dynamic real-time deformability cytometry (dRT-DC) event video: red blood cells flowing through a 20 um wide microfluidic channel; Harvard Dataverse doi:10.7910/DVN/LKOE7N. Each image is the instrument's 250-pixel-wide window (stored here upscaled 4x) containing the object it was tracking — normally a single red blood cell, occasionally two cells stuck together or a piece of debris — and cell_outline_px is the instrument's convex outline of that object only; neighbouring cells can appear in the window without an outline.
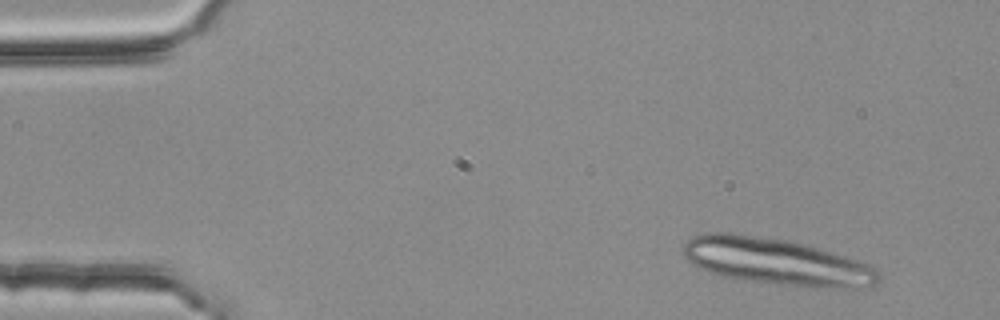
{"species": "common noctule bat (a hibernating species)", "species_latin": "Nyctalus noctula", "temperature_condition": "room temperature", "stored_images_in_passage": 4, "camera_frame_rate_fps": 3000, "um_per_image_px": 0.085, "animal": {"sex": "female", "body_mass_g": 25.1}, "frame": {"image": 1, "passage_image": 1, "time_ms": 0.0, "image_size_px": [1000, 320], "cell_outline_px": [[880, 280], [876, 284], [856, 288], [812, 288], [740, 280], [720, 276], [696, 268], [684, 256], [680, 248], [692, 236], [708, 232], [732, 232], [792, 240], [844, 256], [868, 264], [880, 276]], "centroid_in_image_um": [65.91, 22.24], "position_along_channel_um": 19.1, "area_um2": 53.87}}